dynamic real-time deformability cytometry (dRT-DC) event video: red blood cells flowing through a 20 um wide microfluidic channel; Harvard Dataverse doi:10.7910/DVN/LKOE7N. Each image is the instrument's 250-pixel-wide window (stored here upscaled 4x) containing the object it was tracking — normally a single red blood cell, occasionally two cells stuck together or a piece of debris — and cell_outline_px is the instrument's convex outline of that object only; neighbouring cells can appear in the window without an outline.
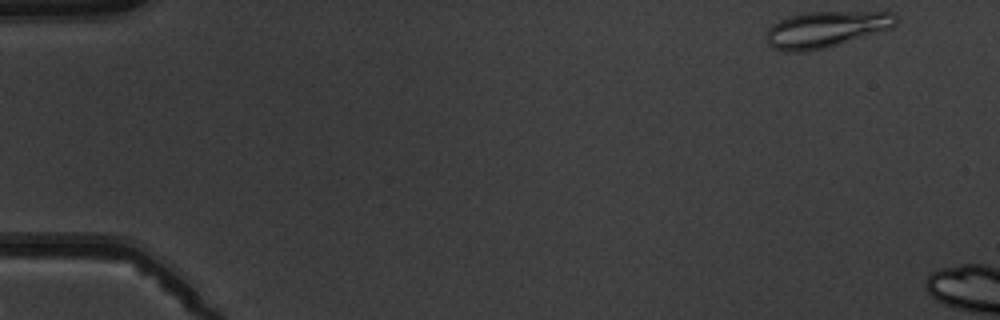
{"species": "common noctule bat (a hibernating species)", "species_latin": "Nyctalus noctula", "temperature_condition": "warm", "stored_images_in_passage": 3, "camera_frame_rate_fps": 3000, "um_per_image_px": 0.085, "animal": {"sex": "male", "body_mass_g": 19.5, "forearm_length_mm": 54.6}, "frame": {"image": 1, "passage_image": 1, "time_ms": 0.0, "image_size_px": [1000, 320], "cell_outline_px": [[896, 24], [892, 28], [824, 48], [804, 52], [784, 52], [772, 48], [764, 40], [768, 28], [772, 24], [788, 16], [808, 12], [896, 12]], "centroid_in_image_um": [70.14, 2.5], "position_along_channel_um": 14.9, "area_um2": 27.34}}